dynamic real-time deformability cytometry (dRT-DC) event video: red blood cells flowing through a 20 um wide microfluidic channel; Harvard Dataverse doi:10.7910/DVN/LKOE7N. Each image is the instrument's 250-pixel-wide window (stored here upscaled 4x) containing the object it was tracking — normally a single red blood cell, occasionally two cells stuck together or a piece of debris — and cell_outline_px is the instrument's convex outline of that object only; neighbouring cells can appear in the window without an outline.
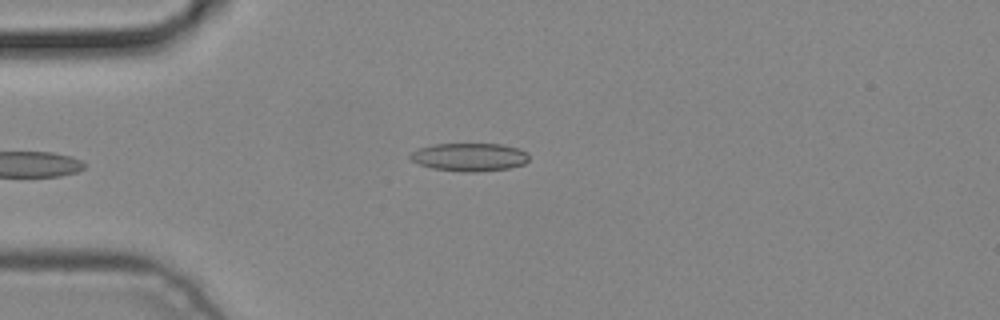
{"species": "common noctule bat (a hibernating species)", "species_latin": "Nyctalus noctula", "temperature_condition": "cold", "stored_images_in_passage": 3, "camera_frame_rate_fps": 3000, "um_per_image_px": 0.085, "animal": {"sex": "male", "body_mass_g": 19.2, "forearm_length_mm": 51.8}, "frame": {"image": 1, "passage_image": 3, "time_ms": 0.667, "image_size_px": [1000, 320], "cell_outline_px": [[528, 160], [524, 164], [508, 168], [476, 172], [464, 172], [432, 168], [420, 164], [412, 160], [408, 156], [416, 148], [432, 144], [504, 144], [520, 148], [528, 152]], "centroid_in_image_um": [39.91, 13.34], "position_along_channel_um": 45.1, "area_um2": 19.59}}